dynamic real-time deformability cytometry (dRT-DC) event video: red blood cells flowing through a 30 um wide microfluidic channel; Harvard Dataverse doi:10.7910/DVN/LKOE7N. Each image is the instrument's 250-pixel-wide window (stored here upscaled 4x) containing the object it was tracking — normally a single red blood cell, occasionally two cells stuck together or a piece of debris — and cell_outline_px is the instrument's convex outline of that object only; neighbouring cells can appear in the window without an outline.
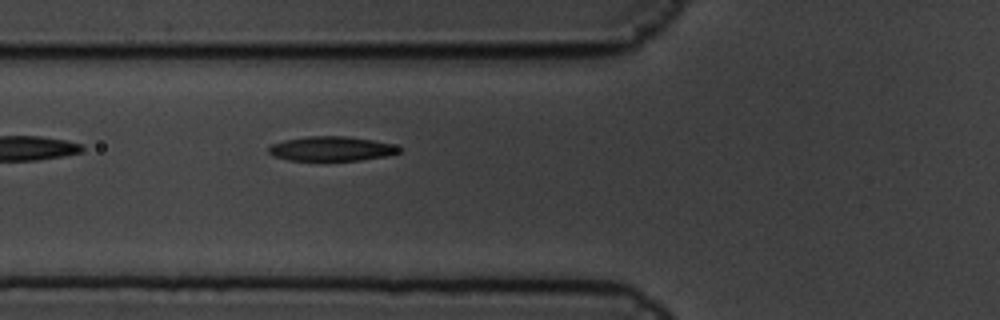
{"species": "common noctule bat (a hibernating species)", "species_latin": "Nyctalus noctula", "temperature_condition": "cold", "stored_images_in_passage": 8, "segment_of_instrument_passage": [1, 2], "camera_frame_rate_fps": 3000, "um_per_image_px": 0.085, "animal": {"sex": "male", "body_mass_g": 19.5, "forearm_length_mm": 54.6}, "frame": {"image": 1, "passage_image": 7, "time_ms": 2.0, "image_size_px": [1000, 320], "cell_outline_px": [[404, 148], [400, 152], [388, 156], [360, 160], [288, 160], [272, 156], [268, 152], [268, 148], [272, 144], [284, 140], [308, 136], [348, 136], [372, 140], [392, 144]], "centroid_in_image_um": [28.19, 12.64], "position_along_channel_um": 97.6, "area_um2": 18.73}}